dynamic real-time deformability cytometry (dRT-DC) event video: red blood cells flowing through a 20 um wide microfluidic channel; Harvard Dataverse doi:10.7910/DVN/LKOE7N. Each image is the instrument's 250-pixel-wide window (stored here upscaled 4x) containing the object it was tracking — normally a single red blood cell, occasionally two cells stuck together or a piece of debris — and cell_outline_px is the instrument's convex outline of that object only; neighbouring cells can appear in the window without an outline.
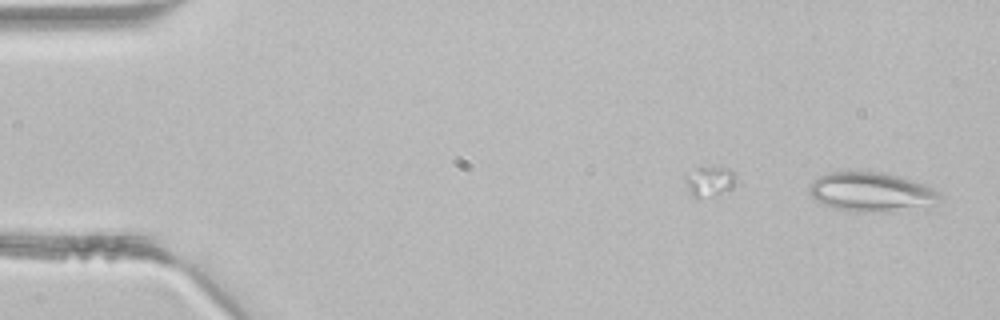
{"species": "common noctule bat (a hibernating species)", "species_latin": "Nyctalus noctula", "temperature_condition": "room temperature", "stored_images_in_passage": 4, "camera_frame_rate_fps": 3000, "um_per_image_px": 0.085, "animal": {"sex": "male", "body_mass_g": 21.5, "forearm_length_mm": 52.0}, "frame": {"image": 1, "passage_image": 1, "time_ms": 0.0, "image_size_px": [1000, 320], "cell_outline_px": [[944, 200], [928, 212], [856, 212], [832, 208], [816, 200], [808, 192], [808, 184], [812, 180], [828, 172], [848, 168], [880, 172], [912, 180], [924, 184], [940, 192], [944, 196]], "centroid_in_image_um": [74.19, 16.35], "position_along_channel_um": 10.8, "area_um2": 32.14}}